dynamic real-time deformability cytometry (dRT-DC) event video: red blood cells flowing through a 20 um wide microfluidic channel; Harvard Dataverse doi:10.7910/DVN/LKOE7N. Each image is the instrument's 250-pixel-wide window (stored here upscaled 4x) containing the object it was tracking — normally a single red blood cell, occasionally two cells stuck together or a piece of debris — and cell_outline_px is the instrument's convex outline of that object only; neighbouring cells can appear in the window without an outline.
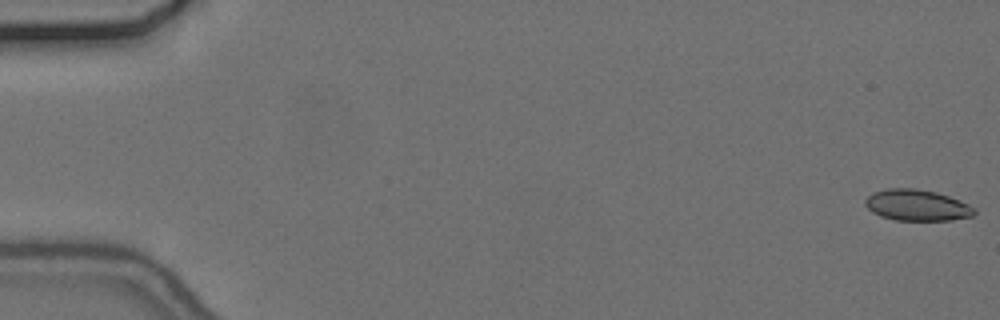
{"species": "common noctule bat (a hibernating species)", "species_latin": "Nyctalus noctula", "temperature_condition": "cold", "stored_images_in_passage": 56, "camera_frame_rate_fps": 3000, "um_per_image_px": 0.085, "animal": {"sex": "female", "body_mass_g": 24.6, "forearm_length_mm": 56.2}, "frame": {"image": 1, "passage_image": 1, "time_ms": 0.0, "image_size_px": [1000, 320], "cell_outline_px": [[976, 212], [972, 216], [952, 220], [896, 220], [880, 216], [872, 212], [864, 204], [864, 200], [872, 192], [888, 188], [912, 188], [936, 192], [948, 196], [968, 204], [976, 208]], "centroid_in_image_um": [77.92, 17.44], "position_along_channel_um": 7.1, "area_um2": 19.83}}
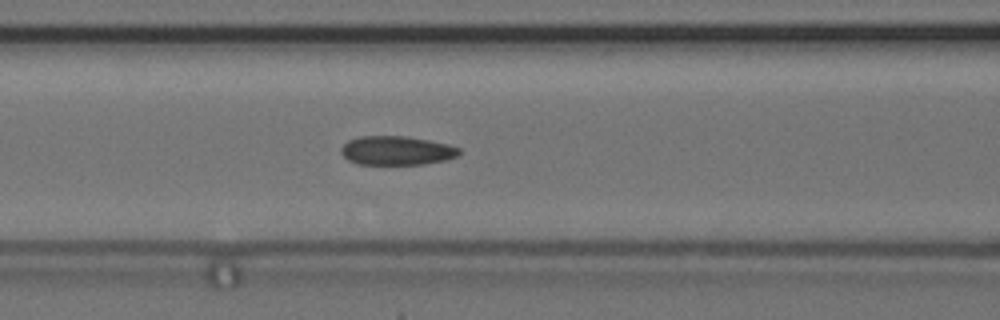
{"frame": {"image": 2, "passage_image": 24, "time_ms": 7.667, "image_size_px": [1000, 320], "cell_outline_px": [[460, 152], [456, 156], [444, 160], [424, 164], [356, 164], [348, 160], [340, 152], [340, 148], [348, 140], [360, 136], [404, 136], [428, 140], [448, 144], [460, 148]], "centroid_in_image_um": [33.68, 12.79], "position_along_channel_um": 132.9, "area_um2": 19.88}}
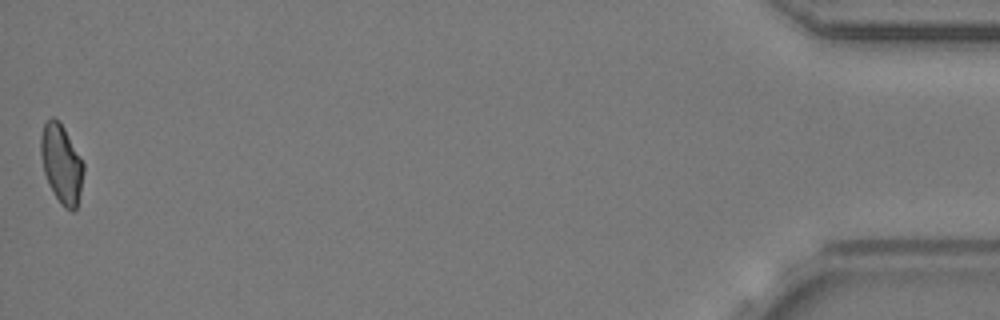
{"frame": {"image": 3, "passage_image": 56, "time_ms": 18.333, "image_size_px": [1000, 320], "cell_outline_px": [[84, 172], [80, 192], [76, 208], [72, 212], [64, 208], [60, 204], [48, 184], [44, 172], [40, 156], [40, 136], [44, 124], [52, 116], [60, 120], [80, 156], [84, 164]], "centroid_in_image_um": [5.21, 13.91], "position_along_channel_um": 430.0, "area_um2": 19.83}, "authors_computed_cell_mechanics": {"area_um2": 20.1722, "velocity_mm_per_s": 3.6811, "shape_relaxation_time_tau1_ms": null, "shape_relaxation_time_tau2_ms": 2.52, "deformation_change_tau1": null, "deformation_change_tau2": 0.0682}}